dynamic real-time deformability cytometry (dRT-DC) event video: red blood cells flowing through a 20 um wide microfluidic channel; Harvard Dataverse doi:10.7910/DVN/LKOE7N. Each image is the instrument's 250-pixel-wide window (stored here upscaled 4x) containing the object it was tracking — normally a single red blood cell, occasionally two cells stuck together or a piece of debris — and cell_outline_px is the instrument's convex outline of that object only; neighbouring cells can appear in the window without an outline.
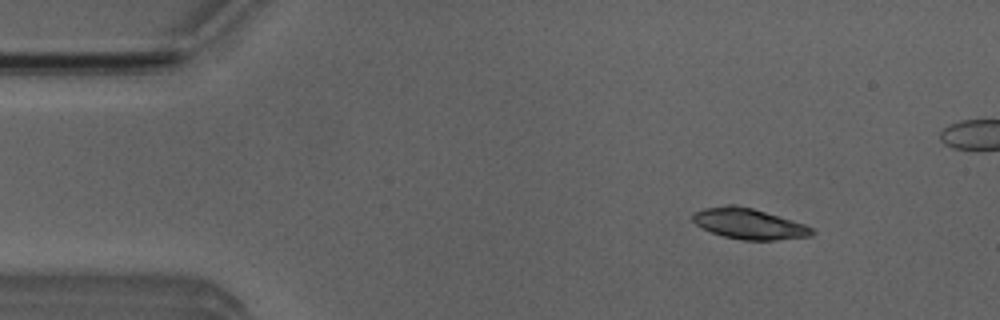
{"species": "Egyptian fruit bat (a non-hibernating species)", "species_latin": "Rousettus aegyptiacus", "temperature_condition": "room temperature", "stored_images_in_passage": 13, "camera_frame_rate_fps": 3000, "um_per_image_px": 0.085, "animal": {"sex": "male"}, "frame": {"image": 1, "passage_image": 7, "time_ms": 2.0, "image_size_px": [1000, 320], "cell_outline_px": [[816, 232], [812, 236], [776, 240], [740, 240], [724, 236], [712, 232], [696, 224], [692, 220], [692, 212], [704, 208], [728, 204], [732, 204], [752, 208], [792, 220], [804, 224], [812, 228]], "centroid_in_image_um": [63.66, 19.02], "position_along_channel_um": 21.3, "area_um2": 21.27}}